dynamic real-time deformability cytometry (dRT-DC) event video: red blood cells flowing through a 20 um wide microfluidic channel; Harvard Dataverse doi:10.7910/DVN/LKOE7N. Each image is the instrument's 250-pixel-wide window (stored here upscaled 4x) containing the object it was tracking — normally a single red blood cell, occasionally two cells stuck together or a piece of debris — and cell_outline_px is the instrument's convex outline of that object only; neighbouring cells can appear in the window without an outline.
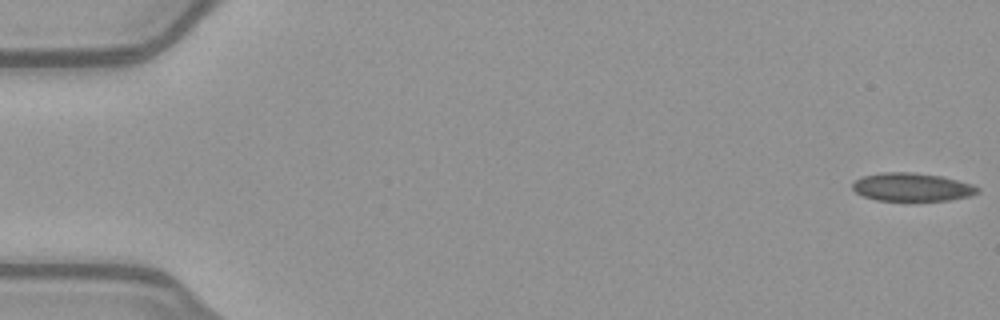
{"species": "common noctule bat (a hibernating species)", "species_latin": "Nyctalus noctula", "temperature_condition": "warm", "stored_images_in_passage": 11, "camera_frame_rate_fps": 3000, "um_per_image_px": 0.085, "animal": {"sex": "female", "body_mass_g": 21.9}, "frame": {"image": 1, "passage_image": 1, "time_ms": 0.0, "image_size_px": [1000, 320], "cell_outline_px": [[980, 192], [968, 196], [948, 200], [876, 200], [864, 196], [856, 192], [852, 188], [852, 184], [860, 176], [880, 172], [912, 172], [944, 176], [972, 184], [980, 188]], "centroid_in_image_um": [77.51, 15.88], "position_along_channel_um": 7.5, "area_um2": 20.63}}